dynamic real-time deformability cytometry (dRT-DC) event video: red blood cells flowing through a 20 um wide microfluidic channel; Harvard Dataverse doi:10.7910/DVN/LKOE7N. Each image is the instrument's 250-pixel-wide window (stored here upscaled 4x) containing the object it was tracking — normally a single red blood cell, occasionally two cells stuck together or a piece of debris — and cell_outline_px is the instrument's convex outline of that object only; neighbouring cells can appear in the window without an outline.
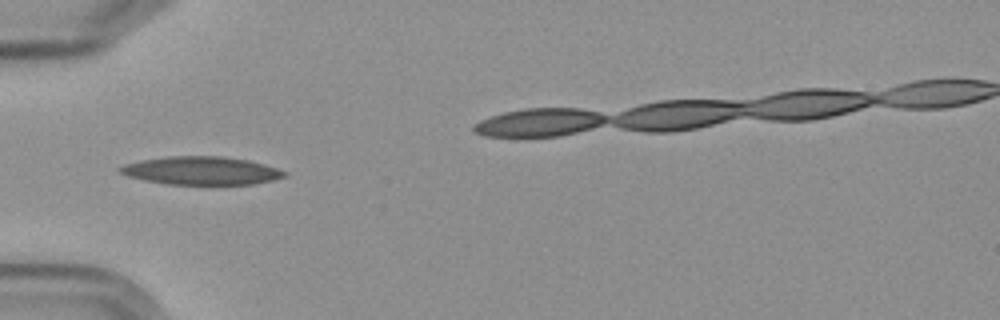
{"species": "Egyptian fruit bat (a non-hibernating species)", "species_latin": "Rousettus aegyptiacus", "temperature_condition": "cold", "stored_images_in_passage": 7, "camera_frame_rate_fps": 3000, "um_per_image_px": 0.085, "frame": {"image": 1, "passage_image": 4, "time_ms": 3.667, "image_size_px": [1000, 320], "cell_outline_px": [[288, 176], [272, 180], [252, 184], [168, 184], [144, 180], [128, 176], [120, 172], [116, 168], [124, 164], [140, 160], [168, 156], [224, 156], [248, 160], [264, 164], [288, 172]], "centroid_in_image_um": [17.11, 14.5], "position_along_channel_um": 67.9, "area_um2": 26.99}}